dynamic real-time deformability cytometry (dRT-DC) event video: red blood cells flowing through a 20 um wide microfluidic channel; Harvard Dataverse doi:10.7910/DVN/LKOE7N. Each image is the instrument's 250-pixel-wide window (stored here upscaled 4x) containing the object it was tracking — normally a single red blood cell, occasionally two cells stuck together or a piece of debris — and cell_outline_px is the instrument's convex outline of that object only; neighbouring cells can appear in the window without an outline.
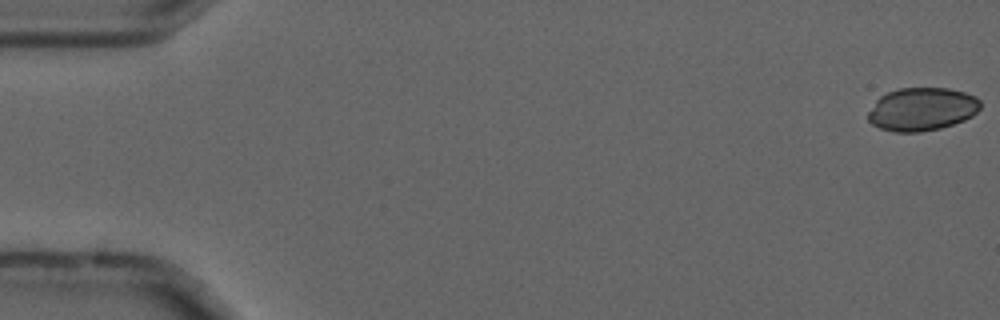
{"species": "common noctule bat (a hibernating species)", "species_latin": "Nyctalus noctula", "temperature_condition": "cold", "stored_images_in_passage": 38, "camera_frame_rate_fps": 3000, "um_per_image_px": 0.085, "animal": {"sex": "male", "forearm_length_mm": 52.5}, "frame": {"image": 1, "passage_image": 1, "time_ms": 0.0, "image_size_px": [1000, 320], "cell_outline_px": [[980, 108], [972, 116], [964, 120], [940, 128], [920, 132], [896, 132], [880, 128], [872, 124], [868, 120], [868, 112], [876, 100], [880, 96], [888, 92], [900, 88], [948, 88], [964, 92], [976, 96], [980, 100]], "centroid_in_image_um": [78.36, 9.28], "position_along_channel_um": 6.6, "area_um2": 28.21}}